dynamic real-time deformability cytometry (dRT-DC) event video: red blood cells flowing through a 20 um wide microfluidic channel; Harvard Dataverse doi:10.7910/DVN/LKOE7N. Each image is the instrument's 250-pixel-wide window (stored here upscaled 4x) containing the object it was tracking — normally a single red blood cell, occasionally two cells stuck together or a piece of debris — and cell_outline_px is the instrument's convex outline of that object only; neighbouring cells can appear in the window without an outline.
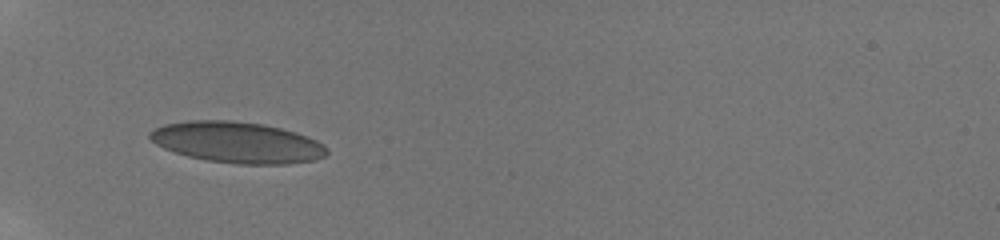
{"species": "human", "species_latin": "Homo sapiens", "temperature_condition": "room temperature", "stored_images_in_passage": 11, "camera_frame_rate_fps": 3000, "um_per_image_px": 0.085, "donor": {"sex": "male"}, "frame": {"image": 1, "passage_image": 1, "time_ms": 0.0, "image_size_px": [1000, 240], "cell_outline_px": [[328, 152], [324, 156], [316, 160], [288, 164], [236, 164], [208, 160], [188, 156], [164, 148], [156, 144], [148, 136], [148, 132], [164, 124], [188, 120], [232, 120], [264, 124], [296, 132], [308, 136], [324, 144], [328, 148]], "centroid_in_image_um": [20.19, 12.1], "position_along_channel_um": 64.8, "area_um2": 42.54}}
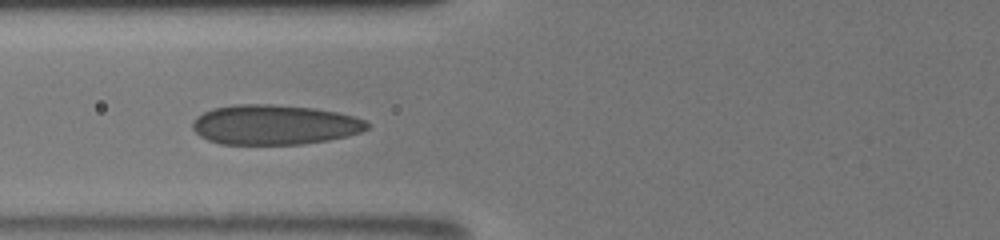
{"frame": {"image": 2, "passage_image": 10, "time_ms": 1.333, "image_size_px": [1000, 240], "cell_outline_px": [[368, 128], [360, 132], [328, 140], [300, 144], [220, 144], [208, 140], [200, 136], [192, 128], [192, 124], [196, 116], [212, 108], [236, 104], [272, 104], [316, 108], [336, 112], [352, 116], [364, 120], [368, 124]], "centroid_in_image_um": [23.28, 10.59], "position_along_channel_um": 102.5, "area_um2": 40.46}}